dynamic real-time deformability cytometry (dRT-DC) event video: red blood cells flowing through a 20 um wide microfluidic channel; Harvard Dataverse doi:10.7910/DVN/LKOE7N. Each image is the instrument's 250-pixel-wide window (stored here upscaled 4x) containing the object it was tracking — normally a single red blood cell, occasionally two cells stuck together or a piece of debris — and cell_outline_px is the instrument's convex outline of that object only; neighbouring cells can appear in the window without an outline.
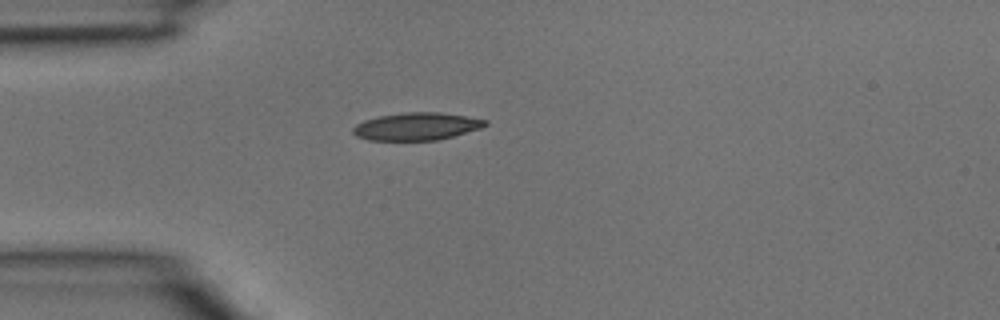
{"species": "common noctule bat (a hibernating species)", "species_latin": "Nyctalus noctula", "temperature_condition": "room temperature", "stored_images_in_passage": 4, "camera_frame_rate_fps": 3000, "um_per_image_px": 0.085, "animal": {"sex": "male", "body_mass_g": 15.6}, "frame": {"image": 1, "passage_image": 4, "time_ms": 1.0, "image_size_px": [1000, 320], "cell_outline_px": [[488, 124], [480, 128], [452, 136], [436, 140], [368, 140], [356, 136], [352, 132], [352, 128], [356, 124], [364, 120], [380, 116], [404, 112], [436, 112], [464, 116], [488, 120]], "centroid_in_image_um": [35.37, 10.74], "position_along_channel_um": 49.6, "area_um2": 21.04}}